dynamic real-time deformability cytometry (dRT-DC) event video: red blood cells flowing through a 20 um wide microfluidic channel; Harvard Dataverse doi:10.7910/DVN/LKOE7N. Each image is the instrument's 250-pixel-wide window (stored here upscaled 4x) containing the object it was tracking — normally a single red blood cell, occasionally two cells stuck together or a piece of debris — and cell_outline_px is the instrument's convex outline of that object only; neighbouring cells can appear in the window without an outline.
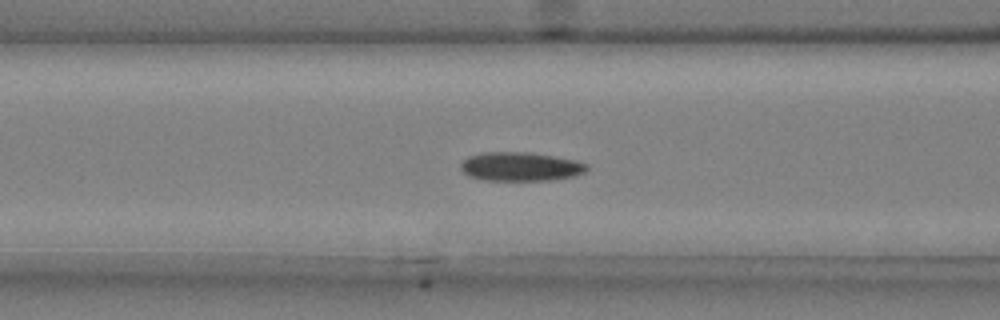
{"species": "common noctule bat (a hibernating species)", "species_latin": "Nyctalus noctula", "temperature_condition": "cold", "stored_images_in_passage": 43, "camera_frame_rate_fps": 3000, "um_per_image_px": 0.085, "animal": {"sex": "male", "body_mass_g": 20.4}, "frame": {"image": 1, "passage_image": 13, "time_ms": 4.0, "image_size_px": [1000, 320], "cell_outline_px": [[588, 168], [584, 172], [576, 176], [552, 180], [484, 180], [468, 176], [460, 168], [460, 164], [468, 156], [484, 152], [528, 152], [556, 156], [576, 160], [588, 164]], "centroid_in_image_um": [44.26, 14.16], "position_along_channel_um": 122.3, "area_um2": 21.39}}
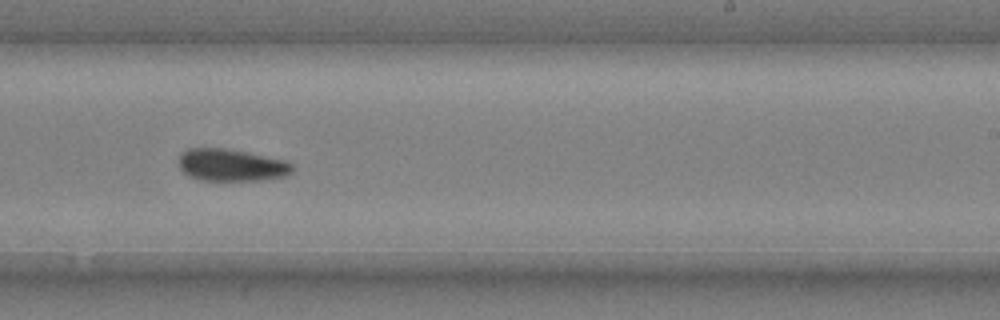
{"frame": {"image": 2, "passage_image": 25, "time_ms": 8.0, "image_size_px": [1000, 320], "cell_outline_px": [[296, 168], [288, 176], [272, 180], [200, 180], [188, 176], [180, 168], [180, 156], [188, 148], [224, 148], [288, 160]], "centroid_in_image_um": [19.76, 14.05], "position_along_channel_um": 269.2, "area_um2": 21.56}}
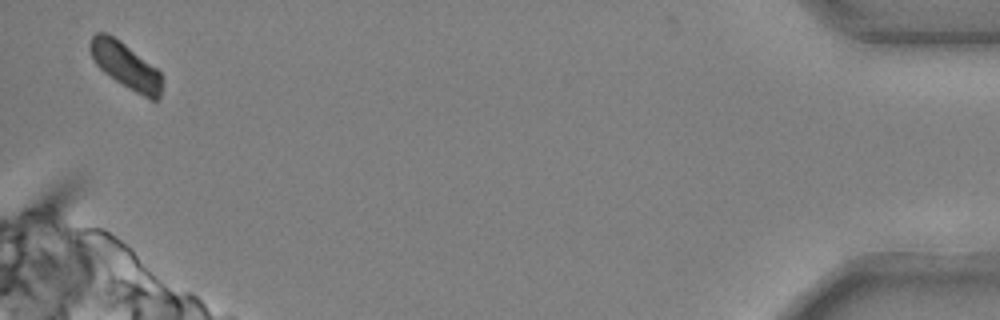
{"frame": {"image": 3, "passage_image": 43, "time_ms": 14.0, "image_size_px": [1000, 320], "cell_outline_px": [[160, 96], [156, 100], [152, 100], [128, 88], [104, 72], [96, 64], [88, 48], [88, 44], [92, 36], [96, 32], [108, 32], [120, 40], [156, 68], [160, 72]], "centroid_in_image_um": [10.62, 5.53], "position_along_channel_um": 424.6, "area_um2": 18.96}, "authors_computed_cell_mechanics": {"area_um2": 21.097, "velocity_mm_per_s": 3.6824, "shape_relaxation_time_tau1_ms": 6.7343, "shape_relaxation_time_tau2_ms": 8.4782, "deformation_change_tau1": 0.1626, "deformation_change_tau2": 0.1303}}